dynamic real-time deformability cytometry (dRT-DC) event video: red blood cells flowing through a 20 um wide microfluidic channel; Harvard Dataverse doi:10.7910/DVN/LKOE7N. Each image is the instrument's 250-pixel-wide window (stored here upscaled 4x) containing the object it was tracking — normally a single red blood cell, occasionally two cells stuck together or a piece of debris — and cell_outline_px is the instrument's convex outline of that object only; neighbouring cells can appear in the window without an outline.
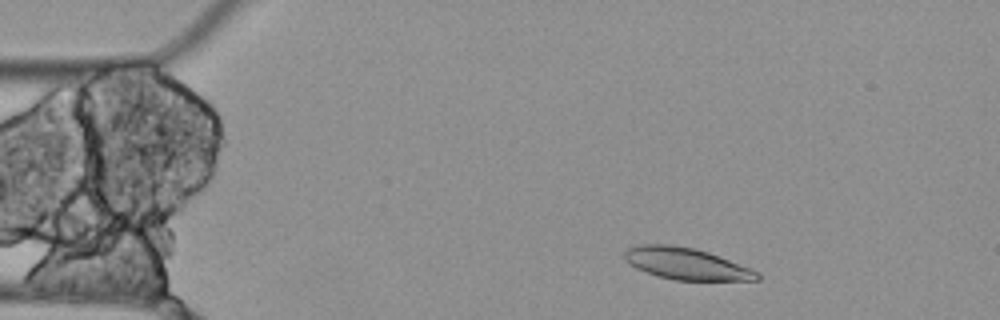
{"species": "Egyptian fruit bat (a non-hibernating species)", "species_latin": "Rousettus aegyptiacus", "temperature_condition": "cold", "stored_images_in_passage": 4, "camera_frame_rate_fps": 3000, "um_per_image_px": 0.085, "animal": {"sex": "female"}, "frame": {"image": 1, "passage_image": 2, "time_ms": 0.333, "image_size_px": [1000, 320], "cell_outline_px": [[760, 280], [676, 280], [656, 276], [636, 268], [624, 260], [624, 252], [628, 248], [640, 244], [668, 244], [692, 248], [708, 252], [752, 268], [760, 272]], "centroid_in_image_um": [58.34, 22.42], "position_along_channel_um": 26.7, "area_um2": 24.57}}